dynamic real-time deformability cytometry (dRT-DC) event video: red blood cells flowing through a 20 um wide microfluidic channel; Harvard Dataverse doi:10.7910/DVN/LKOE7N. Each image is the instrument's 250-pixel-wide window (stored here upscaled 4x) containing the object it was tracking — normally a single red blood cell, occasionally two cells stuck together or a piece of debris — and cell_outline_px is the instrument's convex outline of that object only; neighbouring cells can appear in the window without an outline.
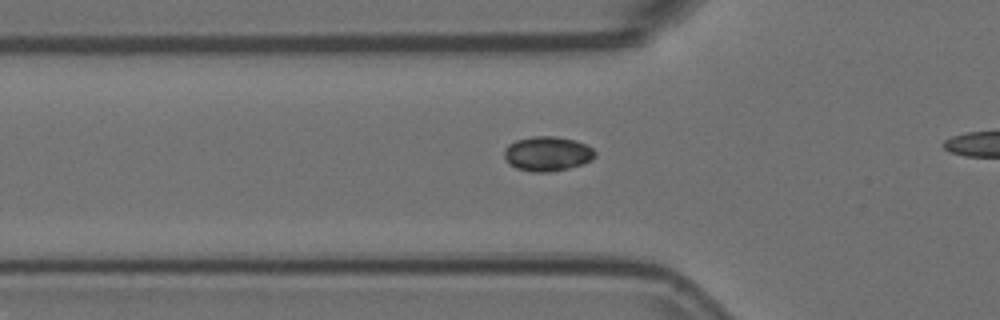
{"species": "Egyptian fruit bat (a non-hibernating species)", "species_latin": "Rousettus aegyptiacus", "temperature_condition": "room temperature", "stored_images_in_passage": 38, "camera_frame_rate_fps": 3000, "um_per_image_px": 0.085, "animal": {"sex": "female"}, "frame": {"image": 1, "passage_image": 12, "time_ms": 3.667, "image_size_px": [1000, 320], "cell_outline_px": [[596, 156], [592, 160], [584, 164], [568, 168], [548, 172], [532, 172], [516, 168], [508, 164], [504, 156], [504, 148], [508, 144], [516, 140], [532, 136], [552, 136], [576, 140], [592, 148], [596, 152]], "centroid_in_image_um": [46.52, 13.07], "position_along_channel_um": 79.3, "area_um2": 18.5}}
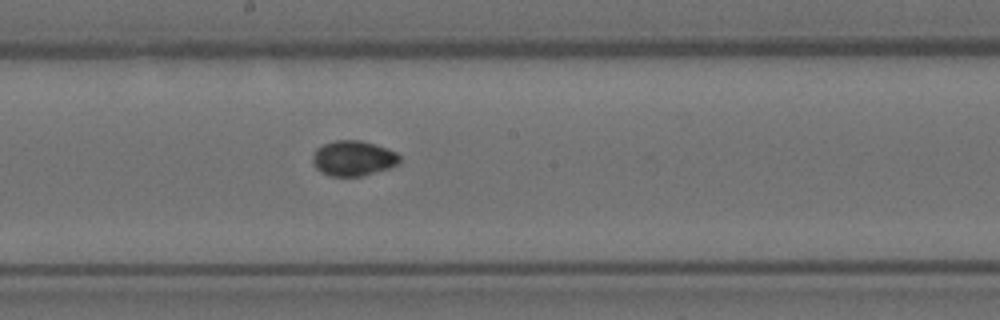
{"frame": {"image": 2, "passage_image": 23, "time_ms": 7.333, "image_size_px": [1000, 320], "cell_outline_px": [[400, 164], [388, 168], [360, 176], [328, 176], [320, 172], [316, 168], [312, 160], [312, 156], [316, 148], [324, 144], [336, 140], [360, 140], [388, 148], [396, 152], [400, 156]], "centroid_in_image_um": [30.02, 13.45], "position_along_channel_um": 218.2, "area_um2": 17.92}}
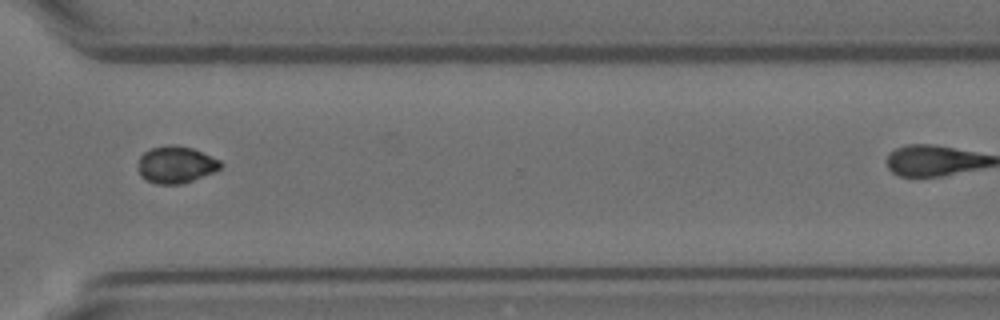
{"frame": {"image": 3, "passage_image": 34, "time_ms": 11.0, "image_size_px": [1000, 320], "cell_outline_px": [[224, 164], [220, 168], [212, 172], [192, 180], [180, 184], [156, 184], [140, 176], [140, 156], [144, 152], [152, 148], [164, 144], [176, 144], [192, 148], [220, 160]], "centroid_in_image_um": [14.96, 13.97], "position_along_channel_um": 355.6, "area_um2": 17.57}}